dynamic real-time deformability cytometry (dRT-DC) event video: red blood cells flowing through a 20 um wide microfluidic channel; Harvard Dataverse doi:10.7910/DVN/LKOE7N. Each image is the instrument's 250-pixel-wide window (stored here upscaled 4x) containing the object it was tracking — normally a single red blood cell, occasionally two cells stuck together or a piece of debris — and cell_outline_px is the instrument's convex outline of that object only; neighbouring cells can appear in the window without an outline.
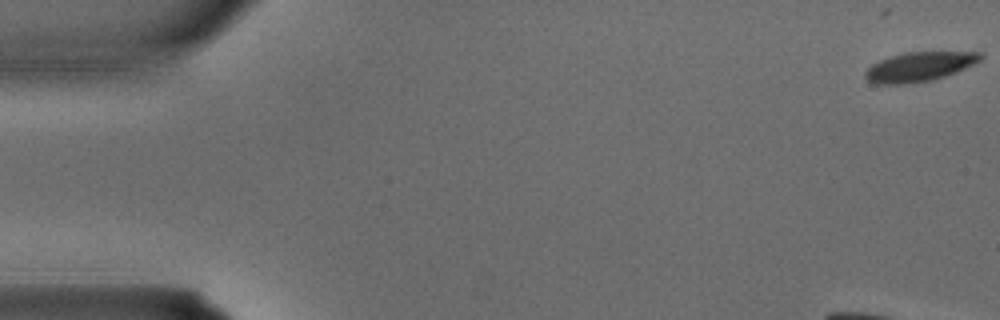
{"species": "common noctule bat (a hibernating species)", "species_latin": "Nyctalus noctula", "temperature_condition": "warm", "stored_images_in_passage": 3, "camera_frame_rate_fps": 3000, "um_per_image_px": 0.085, "animal": {"sex": "male", "body_mass_g": 15.6}, "frame": {"image": 1, "passage_image": 3, "time_ms": 0.667, "image_size_px": [1000, 320], "cell_outline_px": [[984, 56], [980, 60], [956, 72], [932, 80], [904, 84], [872, 84], [864, 76], [864, 72], [872, 64], [880, 60], [904, 52], [984, 52]], "centroid_in_image_um": [78.12, 5.67], "position_along_channel_um": 6.9, "area_um2": 19.65}}